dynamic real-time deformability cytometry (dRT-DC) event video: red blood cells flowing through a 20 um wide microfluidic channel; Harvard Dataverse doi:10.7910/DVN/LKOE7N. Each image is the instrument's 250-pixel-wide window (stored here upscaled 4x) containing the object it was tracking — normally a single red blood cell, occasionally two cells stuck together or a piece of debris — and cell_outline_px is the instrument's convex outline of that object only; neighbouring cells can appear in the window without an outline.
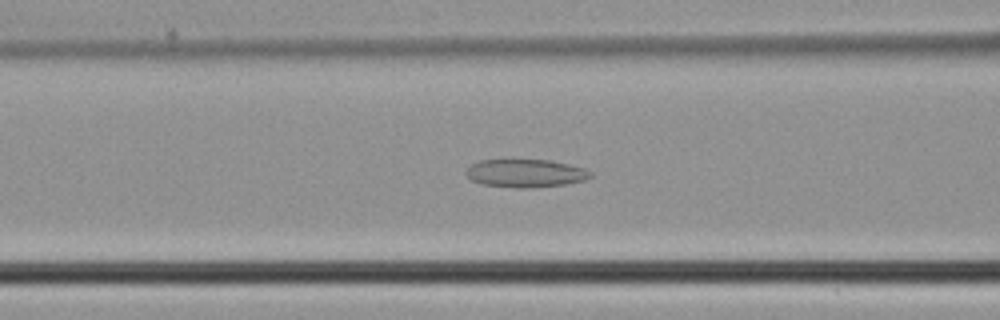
{"species": "common noctule bat (a hibernating species)", "species_latin": "Nyctalus noctula", "temperature_condition": "cold", "stored_images_in_passage": 37, "camera_frame_rate_fps": 3000, "um_per_image_px": 0.085, "animal": {"sex": "male", "body_mass_g": 21.5, "forearm_length_mm": 52.0}, "frame": {"image": 1, "passage_image": 8, "time_ms": 2.333, "image_size_px": [1000, 320], "cell_outline_px": [[592, 176], [584, 180], [564, 184], [532, 188], [516, 188], [480, 184], [472, 180], [464, 172], [472, 164], [480, 160], [548, 160], [568, 164], [584, 168], [592, 172]], "centroid_in_image_um": [44.66, 14.73], "position_along_channel_um": 121.9, "area_um2": 20.29}}
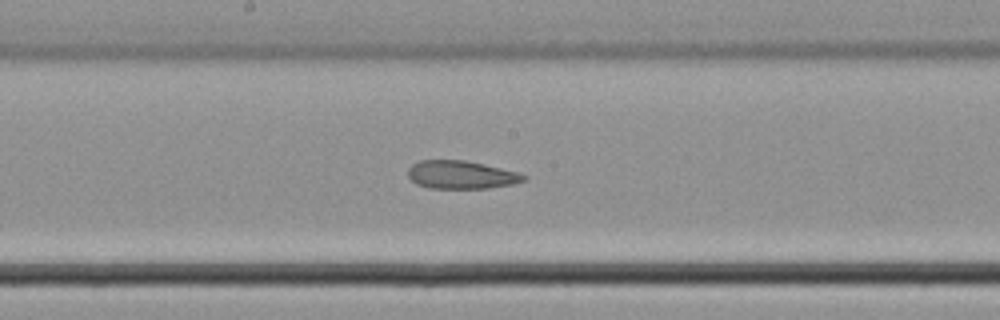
{"frame": {"image": 2, "passage_image": 14, "time_ms": 4.333, "image_size_px": [1000, 320], "cell_outline_px": [[528, 180], [512, 184], [488, 188], [428, 188], [416, 184], [408, 176], [408, 168], [412, 164], [420, 160], [464, 160], [484, 164], [516, 172], [528, 176]], "centroid_in_image_um": [39.19, 14.86], "position_along_channel_um": 209.0, "area_um2": 18.96}}
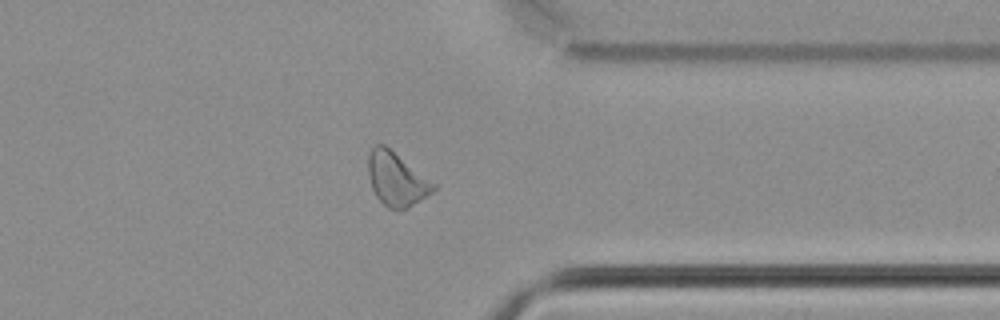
{"frame": {"image": 3, "passage_image": 26, "time_ms": 8.333, "image_size_px": [1000, 320], "cell_outline_px": [[436, 188], [432, 192], [408, 208], [396, 212], [388, 208], [376, 196], [372, 188], [368, 172], [368, 156], [372, 148], [376, 144], [384, 144], [436, 184]], "centroid_in_image_um": [33.69, 15.25], "position_along_channel_um": 377.7, "area_um2": 20.23}}